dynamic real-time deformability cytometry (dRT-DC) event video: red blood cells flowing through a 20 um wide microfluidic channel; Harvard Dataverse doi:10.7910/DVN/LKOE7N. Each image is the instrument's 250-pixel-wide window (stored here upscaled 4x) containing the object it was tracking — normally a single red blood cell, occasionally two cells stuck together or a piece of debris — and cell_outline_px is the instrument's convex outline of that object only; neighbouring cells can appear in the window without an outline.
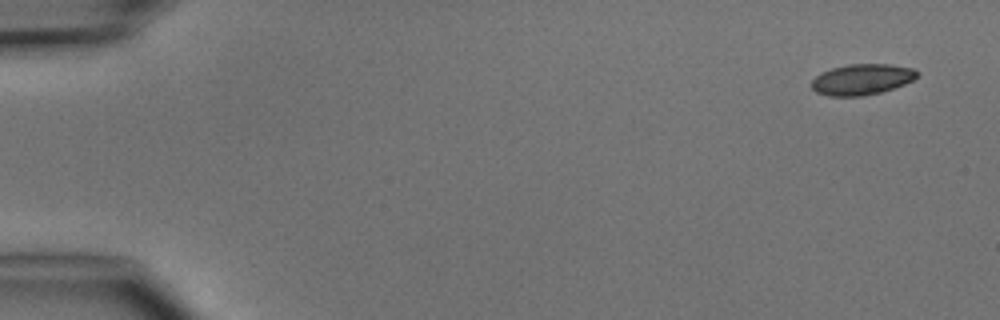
{"species": "common noctule bat (a hibernating species)", "species_latin": "Nyctalus noctula", "temperature_condition": "cold", "stored_images_in_passage": 7, "camera_frame_rate_fps": 3000, "um_per_image_px": 0.085, "animal": {"sex": "male", "body_mass_g": 15.6}, "frame": {"image": 1, "passage_image": 1, "time_ms": 0.0, "image_size_px": [1000, 320], "cell_outline_px": [[920, 72], [912, 80], [904, 84], [880, 92], [860, 96], [828, 96], [816, 92], [812, 88], [812, 80], [820, 72], [832, 68], [848, 64], [888, 64], [912, 68]], "centroid_in_image_um": [73.23, 6.74], "position_along_channel_um": 11.8, "area_um2": 18.84}}
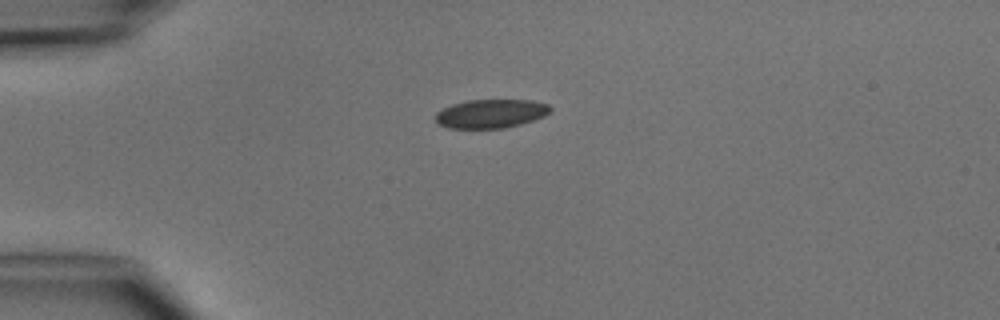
{"frame": {"image": 2, "passage_image": 4, "time_ms": 3.333, "image_size_px": [1000, 320], "cell_outline_px": [[552, 108], [544, 116], [520, 124], [504, 128], [448, 128], [440, 124], [436, 120], [436, 112], [452, 104], [468, 100], [532, 100], [548, 104]], "centroid_in_image_um": [41.72, 9.65], "position_along_channel_um": 43.3, "area_um2": 19.07}}
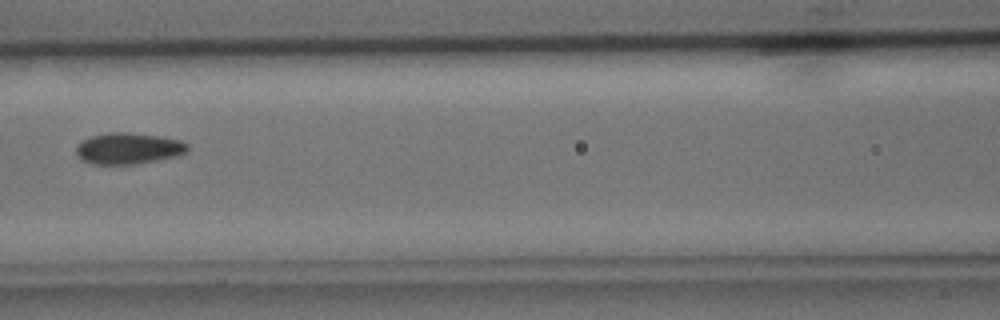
{"frame": {"image": 3, "passage_image": 7, "time_ms": 6.667, "image_size_px": [1000, 320], "cell_outline_px": [[188, 152], [176, 156], [156, 160], [132, 164], [92, 164], [80, 160], [76, 152], [76, 148], [84, 140], [92, 136], [108, 132], [128, 132], [160, 136], [180, 140], [188, 144]], "centroid_in_image_um": [10.92, 12.61], "position_along_channel_um": 155.7, "area_um2": 20.23}}